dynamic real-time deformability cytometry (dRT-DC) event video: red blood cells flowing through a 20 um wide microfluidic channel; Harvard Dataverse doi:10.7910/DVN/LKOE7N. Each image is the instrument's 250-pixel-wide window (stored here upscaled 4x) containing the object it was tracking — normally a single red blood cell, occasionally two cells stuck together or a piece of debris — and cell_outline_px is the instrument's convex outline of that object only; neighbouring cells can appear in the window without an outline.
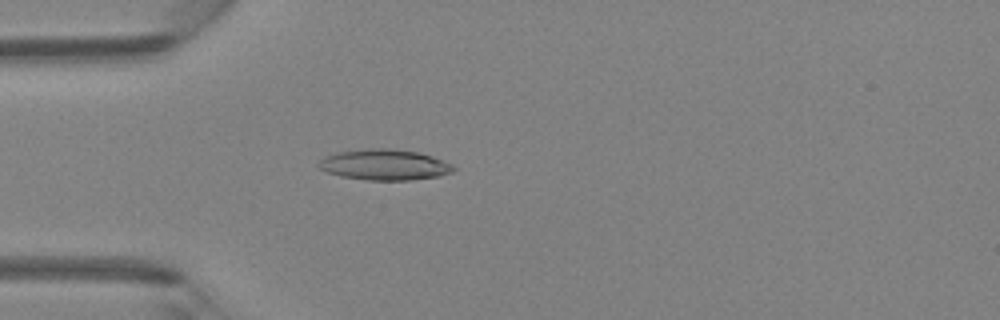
{"species": "Egyptian fruit bat (a non-hibernating species)", "species_latin": "Rousettus aegyptiacus", "temperature_condition": "room temperature", "stored_images_in_passage": 4, "camera_frame_rate_fps": 3000, "um_per_image_px": 0.085, "animal": {"sex": "female"}, "frame": {"image": 1, "passage_image": 4, "time_ms": 3.333, "image_size_px": [1000, 320], "cell_outline_px": [[456, 168], [452, 172], [440, 176], [412, 180], [368, 180], [340, 176], [328, 172], [320, 168], [316, 164], [324, 156], [336, 152], [372, 148], [388, 148], [420, 152], [432, 156], [452, 164]], "centroid_in_image_um": [32.69, 14.0], "position_along_channel_um": 52.3, "area_um2": 24.28}}